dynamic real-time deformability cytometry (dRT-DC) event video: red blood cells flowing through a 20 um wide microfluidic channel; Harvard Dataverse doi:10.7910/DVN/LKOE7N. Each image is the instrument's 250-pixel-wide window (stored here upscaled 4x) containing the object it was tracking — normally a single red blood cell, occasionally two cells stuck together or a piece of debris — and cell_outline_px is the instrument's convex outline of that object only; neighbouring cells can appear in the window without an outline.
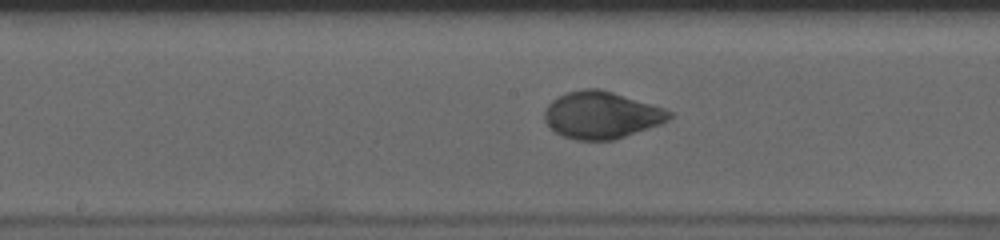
{"species": "human", "species_latin": "Homo sapiens", "temperature_condition": "cold", "stored_images_in_passage": 43, "camera_frame_rate_fps": 3000, "um_per_image_px": 0.085, "donor": {"sex": "male"}, "frame": {"image": 1, "passage_image": 16, "time_ms": 5.0, "image_size_px": [1000, 240], "cell_outline_px": [[672, 116], [668, 120], [660, 124], [612, 140], [576, 140], [564, 136], [548, 128], [544, 120], [544, 112], [548, 104], [556, 96], [568, 92], [584, 88], [600, 88], [664, 108], [672, 112]], "centroid_in_image_um": [51.08, 9.77], "position_along_channel_um": 197.1, "area_um2": 34.16}}
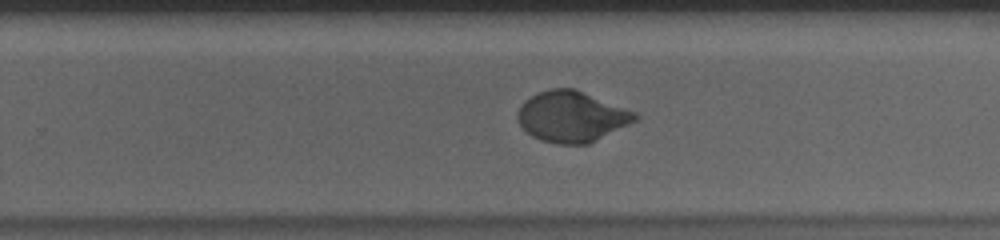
{"frame": {"image": 2, "passage_image": 23, "time_ms": 7.333, "image_size_px": [1000, 240], "cell_outline_px": [[640, 116], [636, 120], [588, 144], [556, 144], [540, 140], [532, 136], [520, 124], [516, 116], [520, 104], [524, 100], [536, 92], [552, 88], [576, 88], [636, 112]], "centroid_in_image_um": [48.57, 9.89], "position_along_channel_um": 281.2, "area_um2": 34.85}}
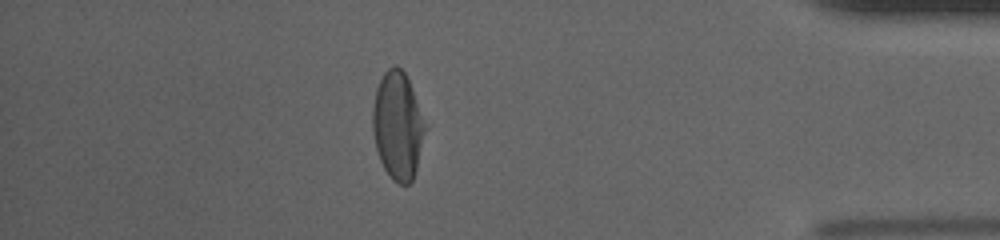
{"frame": {"image": 3, "passage_image": 36, "time_ms": 11.667, "image_size_px": [1000, 240], "cell_outline_px": [[424, 128], [416, 168], [412, 180], [408, 184], [396, 184], [392, 180], [384, 168], [380, 160], [376, 148], [372, 132], [372, 108], [376, 88], [384, 72], [388, 68], [396, 64], [404, 72], [408, 80], [424, 124]], "centroid_in_image_um": [33.74, 10.69], "position_along_channel_um": 401.5, "area_um2": 32.14}, "authors_computed_cell_mechanics": {"area_um2": 33.6396, "velocity_mm_per_s": 3.6285, "shape_relaxation_time_tau1_ms": 4.4098, "shape_relaxation_time_tau2_ms": null, "deformation_change_tau1": 0.189, "deformation_change_tau2": null}}